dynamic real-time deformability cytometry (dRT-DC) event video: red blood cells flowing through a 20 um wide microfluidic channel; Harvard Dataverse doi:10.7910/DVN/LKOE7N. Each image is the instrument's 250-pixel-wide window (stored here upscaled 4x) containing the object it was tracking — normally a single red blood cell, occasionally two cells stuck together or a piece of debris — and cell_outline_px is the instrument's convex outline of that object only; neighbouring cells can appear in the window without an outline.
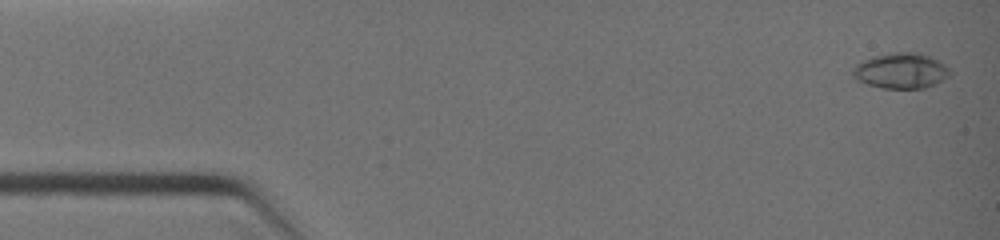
{"species": "common noctule bat (a hibernating species)", "species_latin": "Nyctalus noctula", "temperature_condition": "warm", "stored_images_in_passage": 5, "camera_frame_rate_fps": 3000, "um_per_image_px": 0.085, "animal": {"sex": "female", "body_mass_g": 19.0, "forearm_length_mm": 51.5}, "frame": {"image": 1, "passage_image": 1, "time_ms": 0.0, "image_size_px": [1000, 240], "cell_outline_px": [[952, 72], [948, 76], [936, 84], [924, 88], [884, 88], [868, 84], [856, 80], [852, 76], [852, 68], [856, 64], [872, 56], [892, 52], [920, 52], [944, 64]], "centroid_in_image_um": [76.56, 6.01], "position_along_channel_um": 8.4, "area_um2": 20.11}}